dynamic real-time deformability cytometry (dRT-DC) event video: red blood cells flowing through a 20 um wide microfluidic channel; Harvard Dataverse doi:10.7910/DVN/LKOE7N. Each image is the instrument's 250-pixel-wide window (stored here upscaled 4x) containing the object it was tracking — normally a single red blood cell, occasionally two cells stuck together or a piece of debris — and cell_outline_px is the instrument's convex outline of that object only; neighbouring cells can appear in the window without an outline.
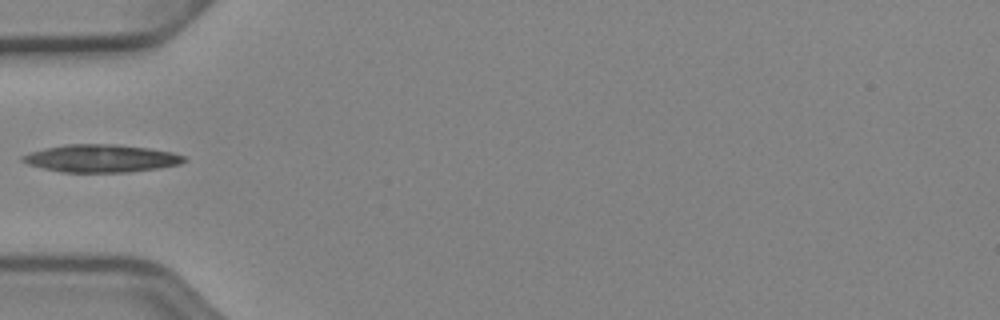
{"species": "Egyptian fruit bat (a non-hibernating species)", "species_latin": "Rousettus aegyptiacus", "temperature_condition": "cold", "stored_images_in_passage": 35, "camera_frame_rate_fps": 3000, "um_per_image_px": 0.085, "animal": {"sex": "female"}, "frame": {"image": 1, "passage_image": 1, "time_ms": 0.0, "image_size_px": [1000, 320], "cell_outline_px": [[188, 160], [180, 164], [160, 168], [128, 172], [60, 172], [28, 164], [20, 160], [20, 156], [44, 148], [64, 144], [112, 144], [148, 148], [172, 152], [184, 156]], "centroid_in_image_um": [8.6, 13.46], "position_along_channel_um": 76.4, "area_um2": 26.07}}
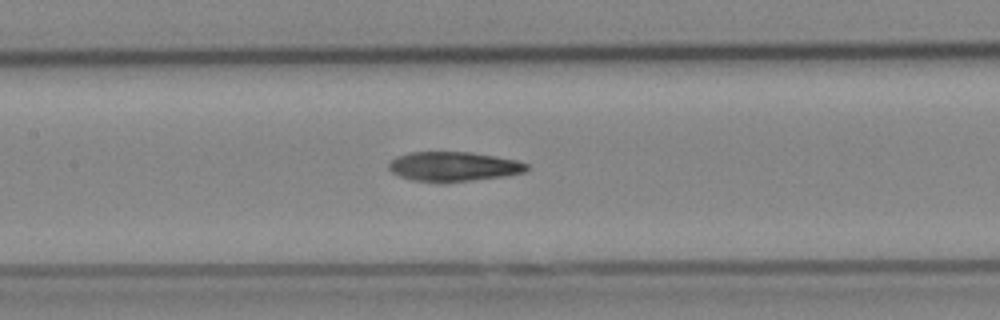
{"frame": {"image": 2, "passage_image": 8, "time_ms": 2.333, "image_size_px": [1000, 320], "cell_outline_px": [[528, 168], [524, 172], [504, 176], [444, 184], [412, 180], [400, 176], [392, 172], [388, 168], [388, 164], [396, 156], [408, 152], [472, 152], [496, 156], [516, 160], [528, 164]], "centroid_in_image_um": [38.52, 14.17], "position_along_channel_um": 168.9, "area_um2": 24.1}}
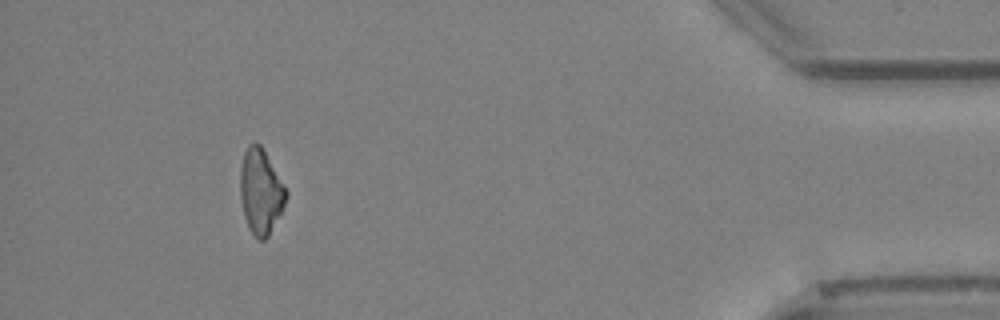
{"frame": {"image": 3, "passage_image": 31, "time_ms": 10.0, "image_size_px": [1000, 320], "cell_outline_px": [[288, 196], [268, 236], [264, 240], [256, 240], [248, 228], [244, 216], [240, 196], [240, 168], [244, 152], [248, 144], [256, 140], [260, 144], [288, 192]], "centroid_in_image_um": [22.13, 16.27], "position_along_channel_um": 413.1, "area_um2": 22.66}}